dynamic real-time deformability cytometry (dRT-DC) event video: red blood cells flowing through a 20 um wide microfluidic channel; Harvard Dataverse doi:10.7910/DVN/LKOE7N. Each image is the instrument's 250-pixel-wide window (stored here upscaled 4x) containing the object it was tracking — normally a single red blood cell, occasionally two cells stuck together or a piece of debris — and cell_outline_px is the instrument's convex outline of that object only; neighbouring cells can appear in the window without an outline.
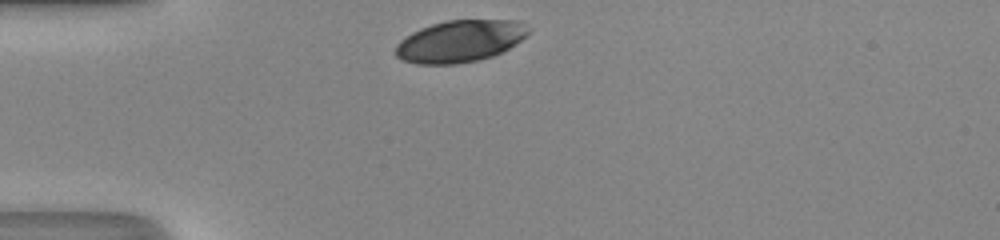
{"species": "human", "species_latin": "Homo sapiens", "temperature_condition": "room temperature", "stored_images_in_passage": 27, "camera_frame_rate_fps": 3000, "um_per_image_px": 0.085, "donor": {"sex": "male"}, "frame": {"image": 1, "passage_image": 1, "time_ms": 0.0, "image_size_px": [1000, 240], "cell_outline_px": [[528, 32], [516, 44], [492, 56], [476, 60], [456, 64], [416, 64], [400, 60], [396, 56], [396, 44], [400, 40], [412, 32], [420, 28], [432, 24], [448, 20], [516, 20]], "centroid_in_image_um": [39.01, 3.51], "position_along_channel_um": 46.0, "area_um2": 32.02}}
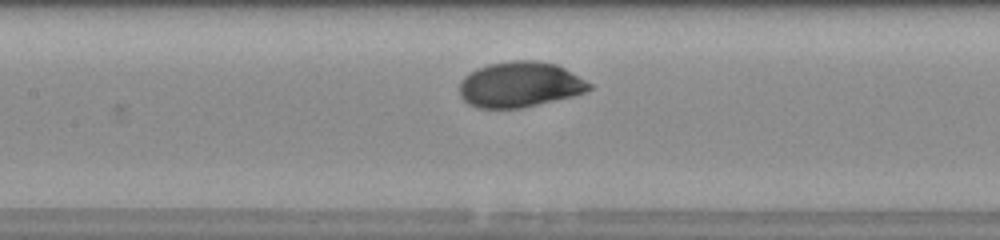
{"frame": {"image": 2, "passage_image": 11, "time_ms": 3.333, "image_size_px": [1000, 240], "cell_outline_px": [[592, 88], [584, 92], [572, 96], [520, 108], [480, 108], [468, 104], [460, 96], [460, 80], [464, 76], [476, 68], [488, 64], [512, 60], [536, 60], [556, 64], [564, 68], [592, 84]], "centroid_in_image_um": [44.16, 7.18], "position_along_channel_um": 163.2, "area_um2": 34.33}}
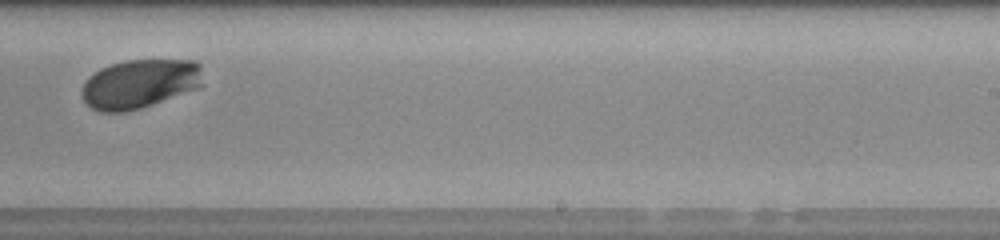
{"frame": {"image": 3, "passage_image": 19, "time_ms": 6.0, "image_size_px": [1000, 240], "cell_outline_px": [[204, 84], [200, 88], [140, 108], [124, 112], [100, 112], [92, 108], [80, 96], [80, 92], [88, 76], [100, 68], [124, 60], [196, 60], [200, 64]], "centroid_in_image_um": [11.89, 7.12], "position_along_channel_um": 277.1, "area_um2": 34.97}, "authors_computed_cell_mechanics": {"area_um2": 34.391, "velocity_mm_per_s": 4.2979, "shape_relaxation_time_tau1_ms": 1.9331, "shape_relaxation_time_tau2_ms": null, "deformation_change_tau1": 0.1249, "deformation_change_tau2": null}}